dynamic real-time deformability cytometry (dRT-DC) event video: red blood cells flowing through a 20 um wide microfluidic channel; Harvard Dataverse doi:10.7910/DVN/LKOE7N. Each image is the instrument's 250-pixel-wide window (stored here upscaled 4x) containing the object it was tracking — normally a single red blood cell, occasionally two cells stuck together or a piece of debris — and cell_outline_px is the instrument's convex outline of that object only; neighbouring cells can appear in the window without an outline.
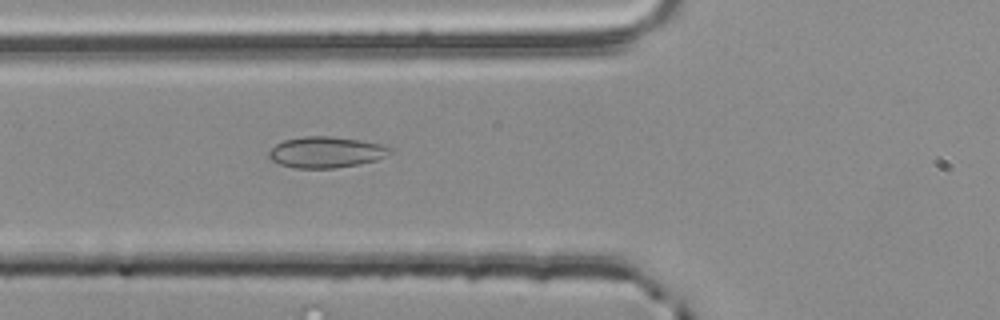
{"species": "common noctule bat (a hibernating species)", "species_latin": "Nyctalus noctula", "temperature_condition": "room temperature", "stored_images_in_passage": 35, "camera_frame_rate_fps": 3000, "um_per_image_px": 0.085, "animal": {"sex": "male", "body_mass_g": 20.4}, "frame": {"image": 1, "passage_image": 7, "time_ms": 2.0, "image_size_px": [1000, 320], "cell_outline_px": [[392, 152], [376, 160], [360, 164], [332, 168], [296, 168], [280, 164], [272, 160], [268, 156], [268, 152], [276, 144], [284, 140], [304, 136], [332, 136], [360, 140], [380, 144], [392, 148]], "centroid_in_image_um": [27.71, 12.93], "position_along_channel_um": 98.1, "area_um2": 21.85}}
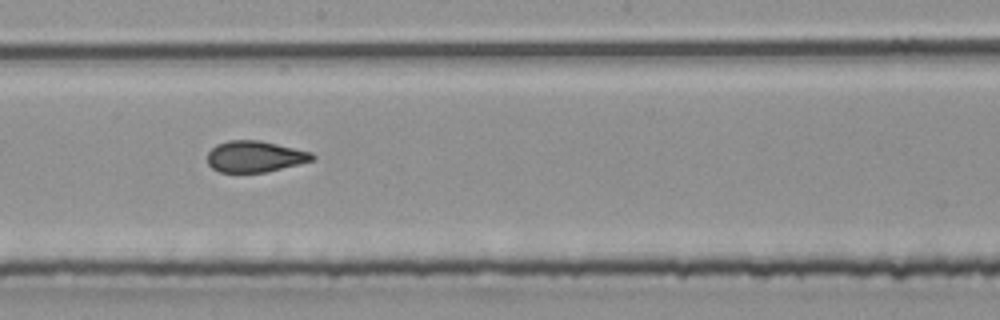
{"frame": {"image": 2, "passage_image": 17, "time_ms": 5.333, "image_size_px": [1000, 320], "cell_outline_px": [[316, 156], [312, 160], [264, 172], [220, 172], [212, 168], [208, 164], [208, 152], [216, 144], [228, 140], [260, 140], [312, 152]], "centroid_in_image_um": [21.63, 13.29], "position_along_channel_um": 226.6, "area_um2": 18.9}}
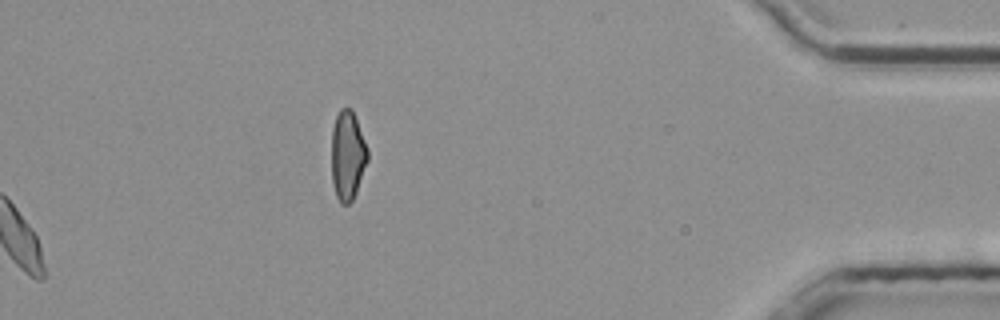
{"frame": {"image": 3, "passage_image": 35, "time_ms": 11.333, "image_size_px": [1000, 320], "cell_outline_px": [[368, 160], [356, 192], [352, 200], [348, 204], [340, 204], [336, 196], [332, 180], [332, 128], [336, 116], [340, 108], [352, 108], [368, 148]], "centroid_in_image_um": [29.55, 13.2], "position_along_channel_um": 405.7, "area_um2": 18.84}, "authors_computed_cell_mechanics": {"area_um2": 19.363, "velocity_mm_per_s": 3.8369, "shape_relaxation_time_tau1_ms": null, "shape_relaxation_time_tau2_ms": 1.2258, "deformation_change_tau1": null, "deformation_change_tau2": 0.0599}}